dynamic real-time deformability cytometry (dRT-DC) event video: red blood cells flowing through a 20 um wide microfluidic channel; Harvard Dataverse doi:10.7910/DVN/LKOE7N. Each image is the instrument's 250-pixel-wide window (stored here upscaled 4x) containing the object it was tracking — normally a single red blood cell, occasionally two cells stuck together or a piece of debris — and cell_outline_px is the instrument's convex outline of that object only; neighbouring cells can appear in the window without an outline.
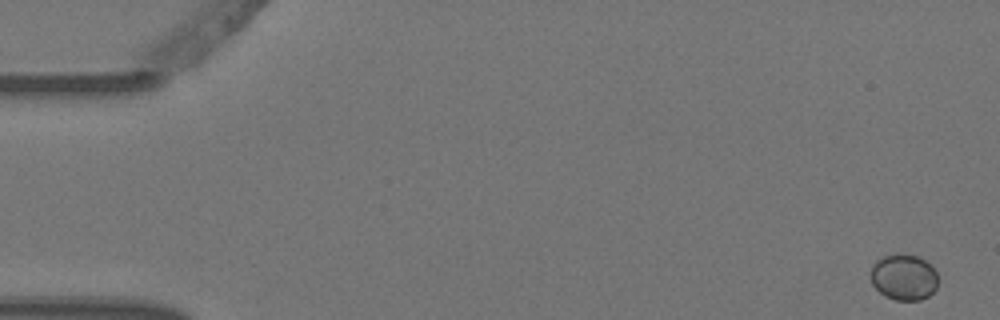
{"species": "Egyptian fruit bat (a non-hibernating species)", "species_latin": "Rousettus aegyptiacus", "temperature_condition": "warm", "stored_images_in_passage": 4, "camera_frame_rate_fps": 3000, "um_per_image_px": 0.085, "animal": {"sex": "female"}, "frame": {"image": 1, "passage_image": 1, "time_ms": 0.0, "image_size_px": [1000, 320], "cell_outline_px": [[936, 288], [928, 296], [920, 300], [896, 300], [884, 296], [872, 284], [868, 276], [872, 264], [876, 260], [884, 256], [896, 252], [904, 252], [920, 256], [936, 272]], "centroid_in_image_um": [76.76, 23.52], "position_along_channel_um": 8.2, "area_um2": 18.44}}
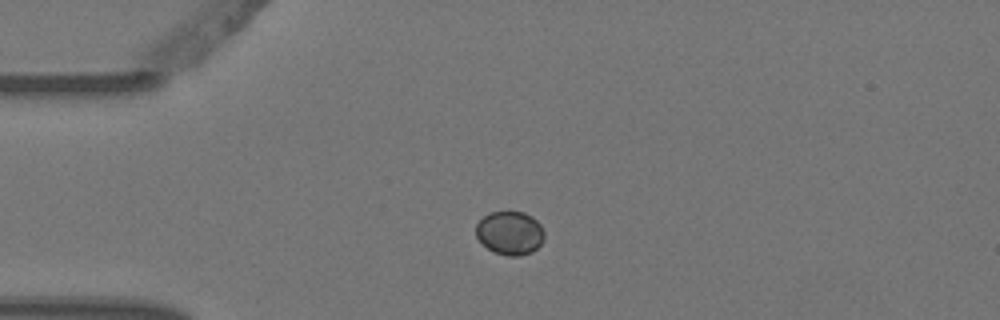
{"frame": {"image": 2, "passage_image": 3, "time_ms": 0.667, "image_size_px": [1000, 320], "cell_outline_px": [[544, 240], [532, 252], [520, 256], [508, 256], [496, 252], [480, 244], [476, 236], [476, 224], [484, 216], [492, 212], [524, 212], [532, 216], [540, 224], [544, 232]], "centroid_in_image_um": [43.34, 19.81], "position_along_channel_um": 41.7, "area_um2": 17.4}}